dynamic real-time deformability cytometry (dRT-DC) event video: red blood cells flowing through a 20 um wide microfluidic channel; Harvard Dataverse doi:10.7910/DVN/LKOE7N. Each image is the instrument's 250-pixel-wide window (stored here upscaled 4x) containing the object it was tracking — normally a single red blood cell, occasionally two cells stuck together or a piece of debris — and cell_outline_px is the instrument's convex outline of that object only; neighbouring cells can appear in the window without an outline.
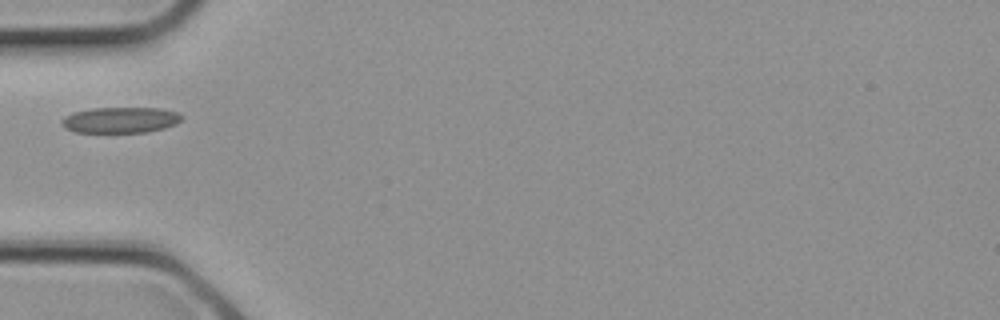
{"species": "common noctule bat (a hibernating species)", "species_latin": "Nyctalus noctula", "temperature_condition": "cold", "stored_images_in_passage": 2, "camera_frame_rate_fps": 3000, "um_per_image_px": 0.085, "animal": {"sex": "female", "body_mass_g": 21.9}, "frame": {"image": 1, "passage_image": 2, "time_ms": 0.333, "image_size_px": [1000, 320], "cell_outline_px": [[184, 116], [176, 124], [164, 128], [148, 132], [72, 132], [64, 128], [60, 124], [60, 120], [64, 116], [76, 112], [92, 108], [160, 108], [176, 112]], "centroid_in_image_um": [10.21, 10.2], "position_along_channel_um": 74.8, "area_um2": 18.15}}